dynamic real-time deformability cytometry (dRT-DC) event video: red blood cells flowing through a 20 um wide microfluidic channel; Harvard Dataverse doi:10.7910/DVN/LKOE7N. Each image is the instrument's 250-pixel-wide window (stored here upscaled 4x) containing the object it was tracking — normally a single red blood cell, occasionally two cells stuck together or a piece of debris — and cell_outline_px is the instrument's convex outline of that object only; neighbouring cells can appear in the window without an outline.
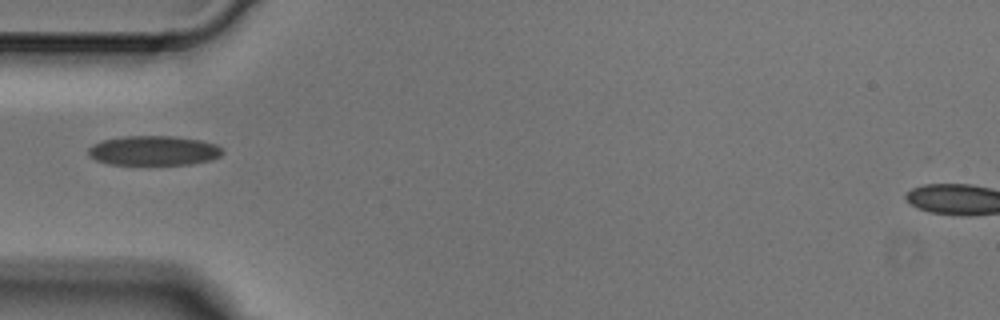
{"species": "Egyptian fruit bat (a non-hibernating species)", "species_latin": "Rousettus aegyptiacus", "temperature_condition": "cold", "stored_images_in_passage": 1, "camera_frame_rate_fps": 3000, "um_per_image_px": 0.085, "animal": {"sex": "male"}, "frame": {"image": 1, "passage_image": 1, "time_ms": 0.0, "image_size_px": [1000, 320], "cell_outline_px": [[224, 152], [220, 156], [212, 160], [188, 164], [108, 164], [96, 160], [88, 156], [88, 148], [92, 144], [104, 140], [128, 136], [172, 136], [200, 140], [216, 144], [224, 148]], "centroid_in_image_um": [13.09, 12.8], "position_along_channel_um": 71.9, "area_um2": 23.18}}